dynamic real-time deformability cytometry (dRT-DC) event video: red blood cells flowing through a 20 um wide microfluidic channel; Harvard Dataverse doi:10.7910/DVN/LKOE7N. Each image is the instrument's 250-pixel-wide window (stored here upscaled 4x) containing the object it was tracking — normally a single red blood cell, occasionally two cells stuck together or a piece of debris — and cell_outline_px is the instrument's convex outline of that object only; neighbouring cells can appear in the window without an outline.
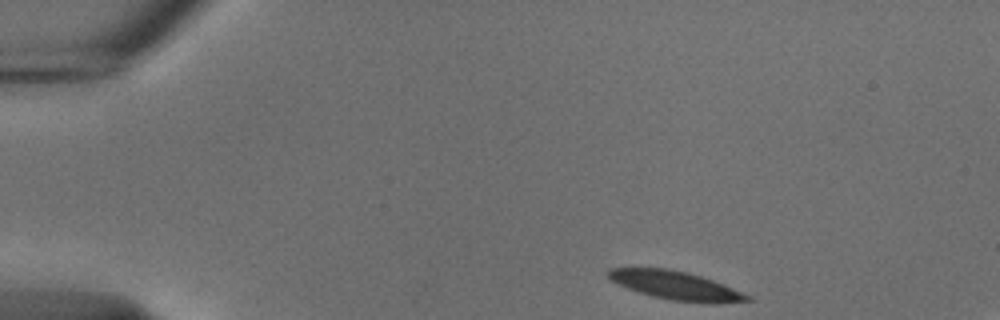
{"species": "common noctule bat (a hibernating species)", "species_latin": "Nyctalus noctula", "temperature_condition": "cold", "stored_images_in_passage": 47, "camera_frame_rate_fps": 3000, "um_per_image_px": 0.085, "animal": {"sex": "male", "body_mass_g": 18.8}, "frame": {"image": 1, "passage_image": 1, "time_ms": 0.0, "image_size_px": [1000, 320], "cell_outline_px": [[752, 300], [716, 304], [712, 304], [672, 300], [652, 296], [628, 288], [612, 280], [604, 272], [608, 268], [668, 268], [688, 272], [724, 284], [752, 296]], "centroid_in_image_um": [57.47, 24.26], "position_along_channel_um": 27.5, "area_um2": 23.12}}
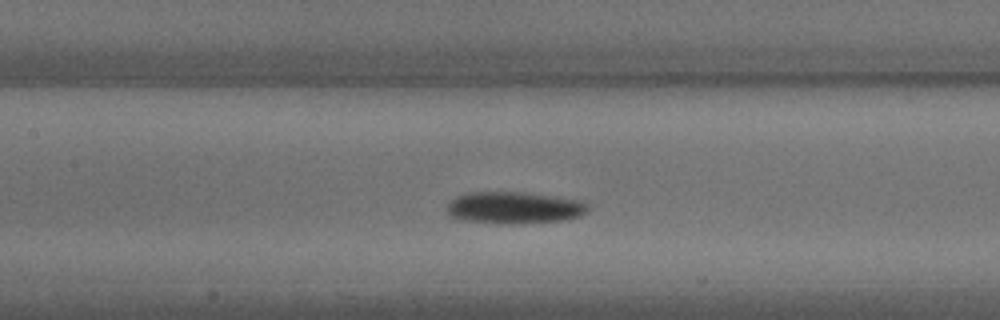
{"frame": {"image": 2, "passage_image": 18, "time_ms": 5.667, "image_size_px": [1000, 320], "cell_outline_px": [[588, 212], [580, 216], [564, 220], [520, 224], [500, 224], [456, 220], [448, 216], [448, 204], [456, 196], [472, 192], [524, 192], [556, 196], [584, 200], [588, 204]], "centroid_in_image_um": [43.72, 17.67], "position_along_channel_um": 163.7, "area_um2": 26.82}}
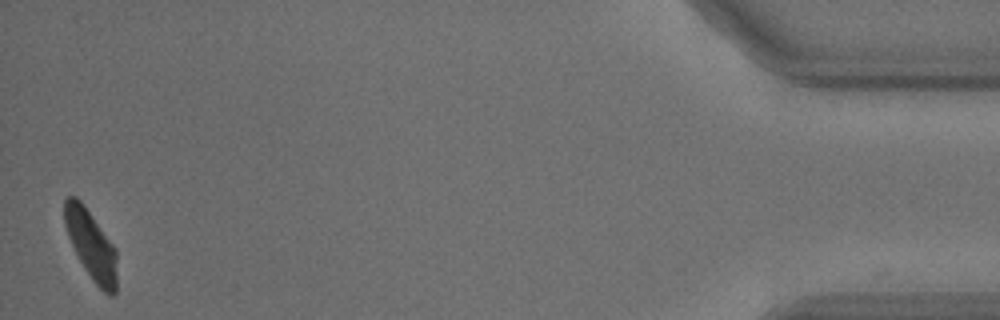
{"frame": {"image": 3, "passage_image": 46, "time_ms": 15.0, "image_size_px": [1000, 320], "cell_outline_px": [[116, 292], [112, 296], [108, 296], [92, 280], [84, 268], [68, 236], [64, 224], [64, 200], [68, 196], [76, 196], [84, 204], [116, 248]], "centroid_in_image_um": [7.75, 20.81], "position_along_channel_um": 427.5, "area_um2": 21.1}, "authors_computed_cell_mechanics": {"area_um2": 24.1026, "velocity_mm_per_s": 3.7029, "shape_relaxation_time_tau1_ms": 3.1321, "shape_relaxation_time_tau2_ms": null, "deformation_change_tau1": 0.0964, "deformation_change_tau2": null}}